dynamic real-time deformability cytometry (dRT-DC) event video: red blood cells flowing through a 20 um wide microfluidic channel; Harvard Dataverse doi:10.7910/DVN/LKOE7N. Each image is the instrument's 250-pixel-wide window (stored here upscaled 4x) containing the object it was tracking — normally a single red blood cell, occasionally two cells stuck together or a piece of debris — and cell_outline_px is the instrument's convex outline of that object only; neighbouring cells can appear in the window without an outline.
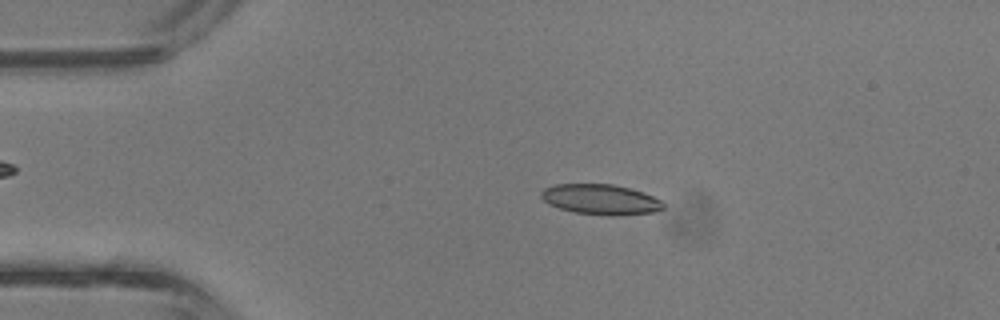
{"species": "common noctule bat (a hibernating species)", "species_latin": "Nyctalus noctula", "temperature_condition": "room temperature", "stored_images_in_passage": 42, "camera_frame_rate_fps": 3000, "um_per_image_px": 0.085, "animal": {"sex": "male", "body_mass_g": 13.3}, "frame": {"image": 1, "passage_image": 9, "time_ms": 2.667, "image_size_px": [1000, 320], "cell_outline_px": [[664, 208], [652, 212], [616, 216], [608, 216], [576, 212], [560, 208], [548, 204], [540, 196], [540, 192], [544, 188], [556, 184], [612, 184], [628, 188], [652, 196], [660, 200], [664, 204]], "centroid_in_image_um": [51.02, 16.95], "position_along_channel_um": 34.0, "area_um2": 21.39}}
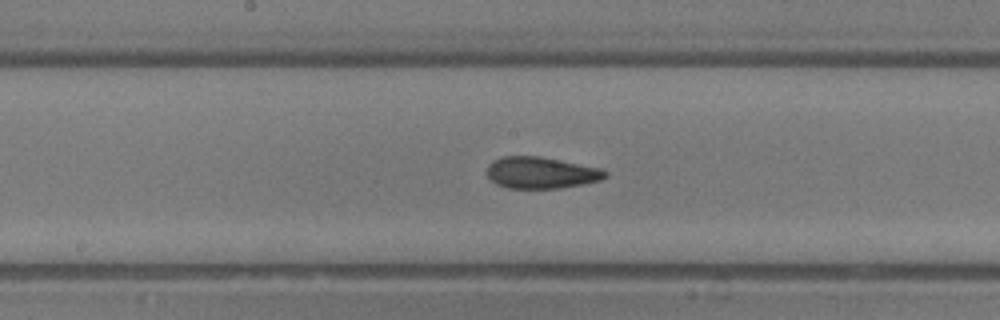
{"frame": {"image": 2, "passage_image": 22, "time_ms": 7.0, "image_size_px": [1000, 320], "cell_outline_px": [[608, 176], [600, 180], [584, 184], [560, 188], [508, 188], [496, 184], [488, 176], [488, 164], [492, 160], [500, 156], [540, 156], [600, 168], [608, 172]], "centroid_in_image_um": [45.99, 14.68], "position_along_channel_um": 202.2, "area_um2": 21.79}}
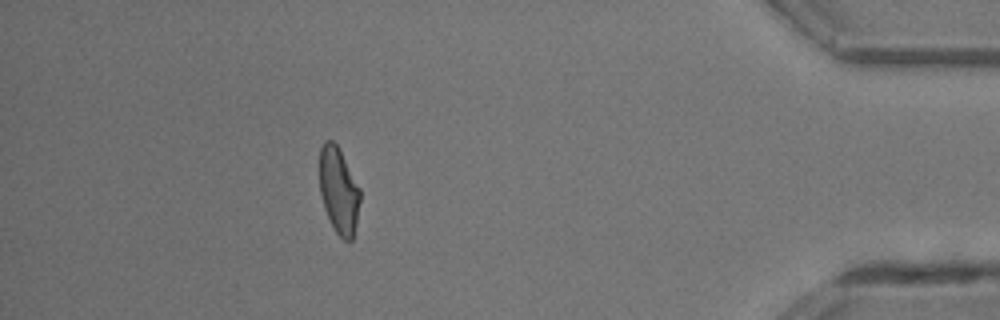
{"frame": {"image": 3, "passage_image": 38, "time_ms": 12.333, "image_size_px": [1000, 320], "cell_outline_px": [[360, 200], [356, 224], [352, 240], [344, 240], [336, 232], [324, 208], [320, 192], [320, 148], [324, 140], [332, 140], [336, 144], [360, 188]], "centroid_in_image_um": [28.79, 16.19], "position_along_channel_um": 406.4, "area_um2": 20.06}, "authors_computed_cell_mechanics": {"area_um2": 21.2415, "velocity_mm_per_s": 4.8365, "shape_relaxation_time_tau1_ms": null, "shape_relaxation_time_tau2_ms": 1.6815, "deformation_change_tau1": null, "deformation_change_tau2": 0.0982}}